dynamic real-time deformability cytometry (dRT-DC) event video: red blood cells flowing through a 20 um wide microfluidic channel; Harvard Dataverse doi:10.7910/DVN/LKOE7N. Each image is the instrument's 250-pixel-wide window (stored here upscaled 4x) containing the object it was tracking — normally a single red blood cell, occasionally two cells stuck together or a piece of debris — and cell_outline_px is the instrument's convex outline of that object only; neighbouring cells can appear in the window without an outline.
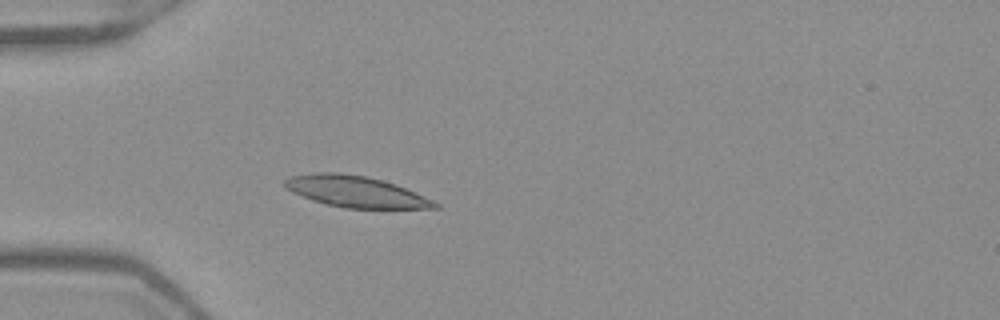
{"species": "Egyptian fruit bat (a non-hibernating species)", "species_latin": "Rousettus aegyptiacus", "temperature_condition": "warm", "stored_images_in_passage": 53, "camera_frame_rate_fps": 3000, "um_per_image_px": 0.085, "frame": {"image": 1, "passage_image": 16, "time_ms": 5.0, "image_size_px": [1000, 320], "cell_outline_px": [[440, 208], [344, 208], [312, 200], [292, 192], [284, 188], [284, 180], [292, 176], [316, 172], [340, 172], [368, 176], [396, 184], [424, 196], [440, 204]], "centroid_in_image_um": [30.22, 16.27], "position_along_channel_um": 54.8, "area_um2": 27.28}}
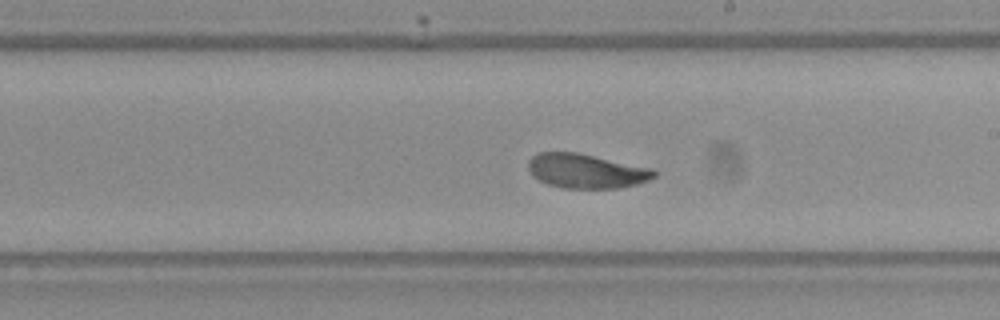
{"frame": {"image": 2, "passage_image": 31, "time_ms": 10.0, "image_size_px": [1000, 320], "cell_outline_px": [[656, 176], [648, 180], [636, 184], [620, 188], [564, 188], [548, 184], [532, 176], [528, 168], [528, 160], [532, 156], [540, 152], [576, 152], [652, 168], [656, 172]], "centroid_in_image_um": [49.81, 14.53], "position_along_channel_um": 239.2, "area_um2": 25.14}}
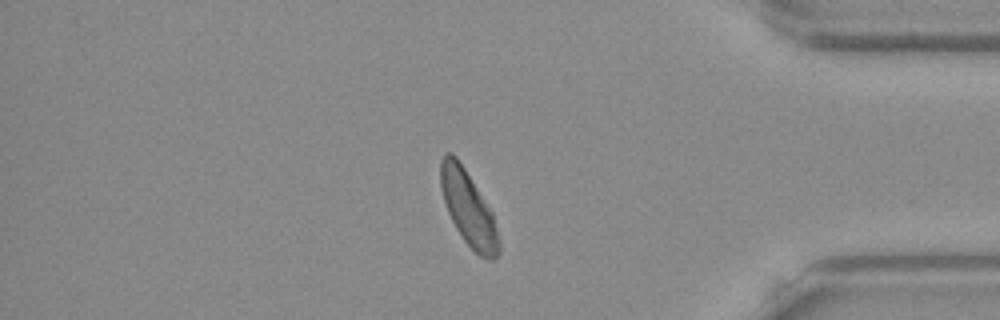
{"frame": {"image": 3, "passage_image": 45, "time_ms": 14.667, "image_size_px": [1000, 320], "cell_outline_px": [[500, 252], [492, 260], [488, 260], [480, 256], [464, 240], [456, 228], [448, 212], [440, 188], [440, 160], [444, 152], [452, 152], [456, 156], [464, 168], [492, 212], [500, 244]], "centroid_in_image_um": [39.79, 17.69], "position_along_channel_um": 395.4, "area_um2": 24.97}, "authors_computed_cell_mechanics": {"area_um2": 26.01, "velocity_mm_per_s": 3.8907, "shape_relaxation_time_tau1_ms": 2.1944, "shape_relaxation_time_tau2_ms": 0.7691, "deformation_change_tau1": 0.1196, "deformation_change_tau2": 0.0653}}